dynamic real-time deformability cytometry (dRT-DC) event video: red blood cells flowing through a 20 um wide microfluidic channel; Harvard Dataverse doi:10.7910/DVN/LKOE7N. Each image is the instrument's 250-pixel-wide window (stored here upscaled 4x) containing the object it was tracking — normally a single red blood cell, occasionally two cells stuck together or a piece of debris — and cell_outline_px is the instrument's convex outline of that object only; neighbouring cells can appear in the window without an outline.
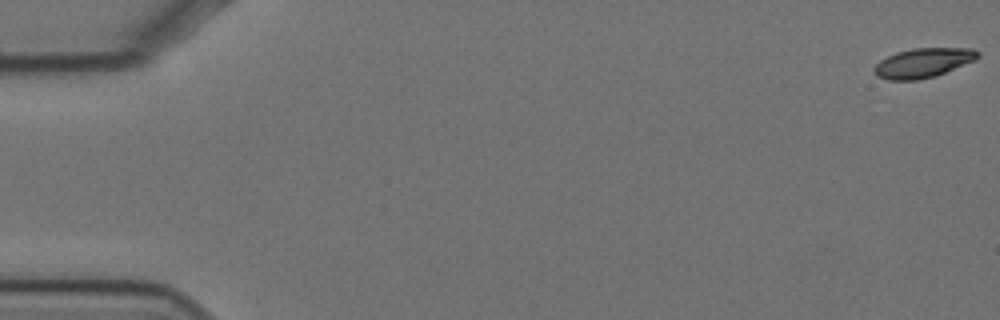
{"species": "Egyptian fruit bat (a non-hibernating species)", "species_latin": "Rousettus aegyptiacus", "temperature_condition": "cold", "stored_images_in_passage": 25, "camera_frame_rate_fps": 3000, "um_per_image_px": 0.085, "animal": {"sex": "female"}, "frame": {"image": 1, "passage_image": 1, "time_ms": 0.0, "image_size_px": [1000, 320], "cell_outline_px": [[980, 56], [976, 60], [936, 76], [916, 80], [888, 80], [876, 76], [872, 72], [872, 68], [880, 60], [896, 52], [912, 48], [972, 48], [980, 52]], "centroid_in_image_um": [78.46, 5.34], "position_along_channel_um": 6.5, "area_um2": 18.03}}
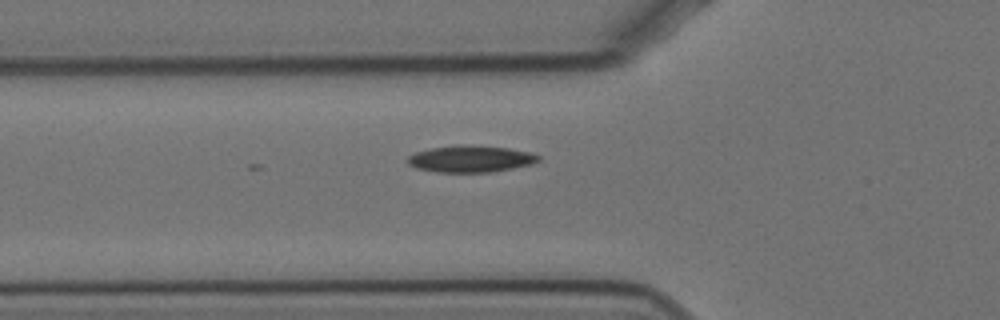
{"frame": {"image": 2, "passage_image": 21, "time_ms": 6.667, "image_size_px": [1000, 320], "cell_outline_px": [[540, 160], [532, 164], [492, 172], [436, 172], [416, 168], [408, 164], [408, 156], [416, 152], [432, 148], [464, 144], [508, 148], [528, 152], [540, 156]], "centroid_in_image_um": [40.0, 13.51], "position_along_channel_um": 85.8, "area_um2": 20.23}}
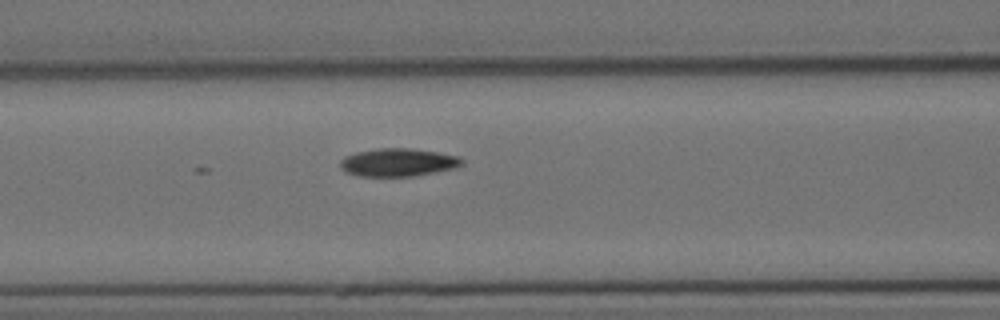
{"frame": {"image": 3, "passage_image": 25, "time_ms": 8.0, "image_size_px": [1000, 320], "cell_outline_px": [[464, 164], [456, 168], [416, 176], [360, 176], [344, 172], [340, 168], [340, 160], [344, 156], [356, 152], [380, 148], [412, 148], [460, 156], [464, 160]], "centroid_in_image_um": [33.85, 13.8], "position_along_channel_um": 132.8, "area_um2": 20.11}}